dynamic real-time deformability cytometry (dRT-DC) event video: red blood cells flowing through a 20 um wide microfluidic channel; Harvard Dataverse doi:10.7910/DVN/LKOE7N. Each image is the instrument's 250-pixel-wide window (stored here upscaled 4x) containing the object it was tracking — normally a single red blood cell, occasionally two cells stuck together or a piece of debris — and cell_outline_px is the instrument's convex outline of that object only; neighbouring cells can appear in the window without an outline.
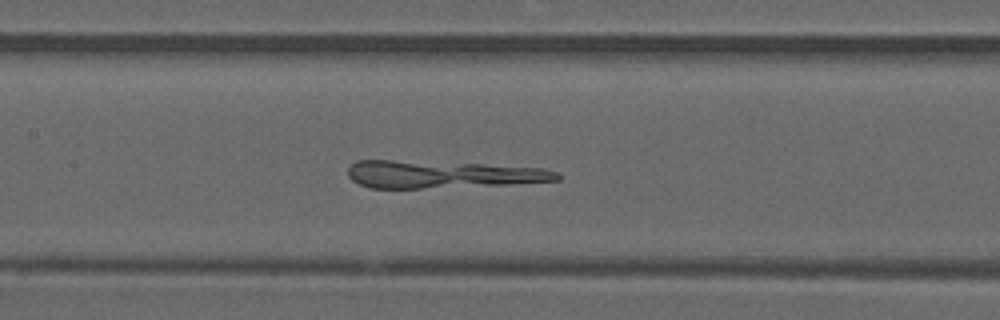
{"species": "common noctule bat (a hibernating species)", "species_latin": "Nyctalus noctula", "temperature_condition": "warm", "stored_images_in_passage": 42, "camera_frame_rate_fps": 3000, "um_per_image_px": 0.085, "animal": {"sex": "male", "forearm_length_mm": 52.5}, "frame": {"image": 1, "passage_image": 16, "time_ms": 5.0, "image_size_px": [1000, 320], "cell_outline_px": [[560, 180], [508, 184], [420, 188], [368, 188], [352, 180], [348, 176], [348, 168], [356, 160], [392, 160], [484, 164], [540, 168], [556, 172], [560, 176]], "centroid_in_image_um": [37.51, 14.82], "position_along_channel_um": 169.9, "area_um2": 33.06}}
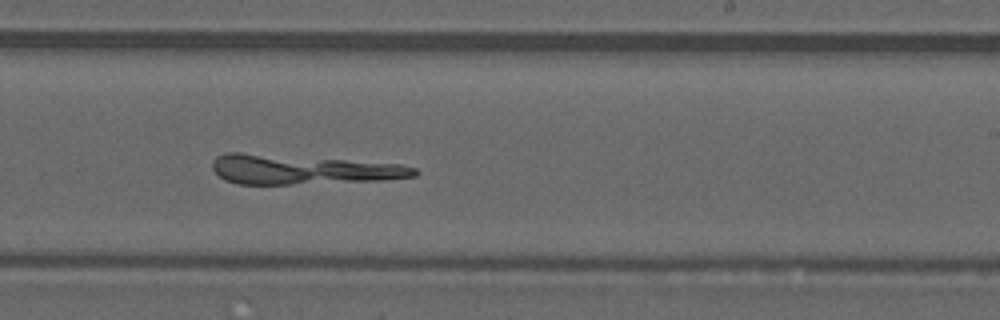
{"frame": {"image": 2, "passage_image": 23, "time_ms": 7.333, "image_size_px": [1000, 320], "cell_outline_px": [[420, 172], [416, 176], [384, 180], [292, 184], [236, 184], [224, 180], [212, 168], [212, 160], [216, 156], [228, 152], [240, 152], [400, 164], [416, 168]], "centroid_in_image_um": [25.69, 14.41], "position_along_channel_um": 263.3, "area_um2": 34.62}}
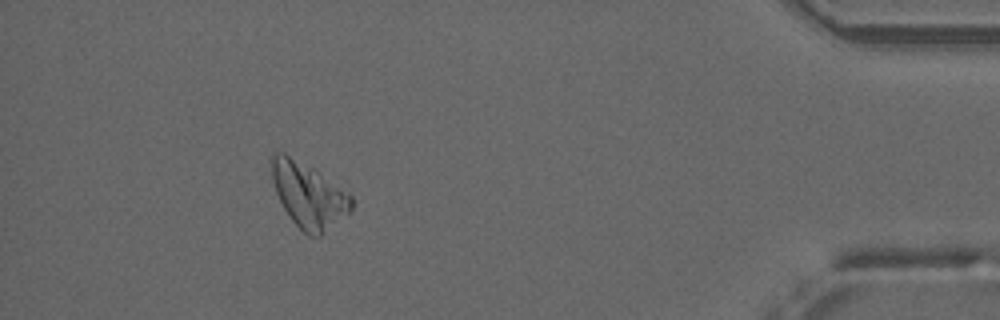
{"frame": {"image": 3, "passage_image": 38, "time_ms": 12.333, "image_size_px": [1000, 320], "cell_outline_px": [[352, 212], [348, 216], [320, 236], [308, 236], [288, 216], [276, 192], [272, 180], [268, 160], [272, 152], [284, 152], [316, 168], [352, 196]], "centroid_in_image_um": [26.22, 16.55], "position_along_channel_um": 409.0, "area_um2": 30.98}}